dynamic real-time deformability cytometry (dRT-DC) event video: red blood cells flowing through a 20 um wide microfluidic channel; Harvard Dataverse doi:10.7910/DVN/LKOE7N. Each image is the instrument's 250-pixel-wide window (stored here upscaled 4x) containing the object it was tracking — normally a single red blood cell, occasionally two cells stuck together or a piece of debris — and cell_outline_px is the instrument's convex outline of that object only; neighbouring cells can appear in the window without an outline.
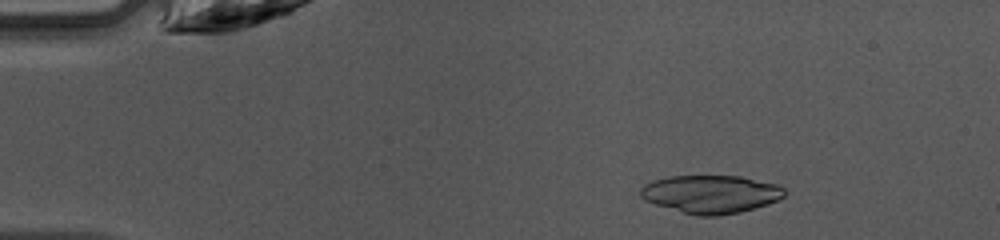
{"species": "common noctule bat (a hibernating species)", "species_latin": "Nyctalus noctula", "temperature_condition": "warm", "stored_images_in_passage": 44, "camera_frame_rate_fps": 3000, "um_per_image_px": 0.085, "animal": {"sex": "female", "body_mass_g": 10.0, "forearm_length_mm": 53.1}, "frame": {"image": 1, "passage_image": 5, "time_ms": 1.333, "image_size_px": [1000, 240], "cell_outline_px": [[784, 196], [768, 204], [740, 212], [716, 216], [696, 216], [656, 204], [644, 200], [640, 196], [640, 188], [644, 184], [652, 180], [668, 176], [740, 176], [776, 184], [784, 188]], "centroid_in_image_um": [60.39, 16.5], "position_along_channel_um": 24.6, "area_um2": 31.85}}